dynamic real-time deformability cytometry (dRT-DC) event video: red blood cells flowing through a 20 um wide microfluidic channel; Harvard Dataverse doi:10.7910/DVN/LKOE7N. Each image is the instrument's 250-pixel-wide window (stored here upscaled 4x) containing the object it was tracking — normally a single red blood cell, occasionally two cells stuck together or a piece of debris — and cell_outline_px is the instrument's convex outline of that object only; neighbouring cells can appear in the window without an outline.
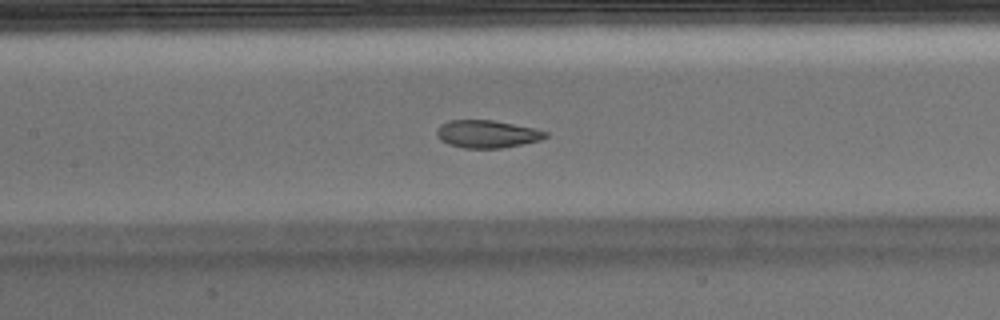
{"species": "Egyptian fruit bat (a non-hibernating species)", "species_latin": "Rousettus aegyptiacus", "temperature_condition": "warm", "stored_images_in_passage": 50, "camera_frame_rate_fps": 3000, "um_per_image_px": 0.085, "animal": {"sex": "male"}, "frame": {"image": 1, "passage_image": 22, "time_ms": 7.0, "image_size_px": [1000, 320], "cell_outline_px": [[548, 136], [540, 140], [500, 148], [464, 148], [448, 144], [440, 140], [436, 132], [440, 124], [448, 120], [492, 120], [536, 128], [548, 132]], "centroid_in_image_um": [41.39, 11.38], "position_along_channel_um": 166.0, "area_um2": 17.51}, "authors_computed_cell_mechanics": {"area_um2": 19.5075, "velocity_mm_per_s": 3.94, "shape_relaxation_time_tau1_ms": null, "shape_relaxation_time_tau2_ms": 1.3934, "deformation_change_tau1": null, "deformation_change_tau2": 0.0736}}